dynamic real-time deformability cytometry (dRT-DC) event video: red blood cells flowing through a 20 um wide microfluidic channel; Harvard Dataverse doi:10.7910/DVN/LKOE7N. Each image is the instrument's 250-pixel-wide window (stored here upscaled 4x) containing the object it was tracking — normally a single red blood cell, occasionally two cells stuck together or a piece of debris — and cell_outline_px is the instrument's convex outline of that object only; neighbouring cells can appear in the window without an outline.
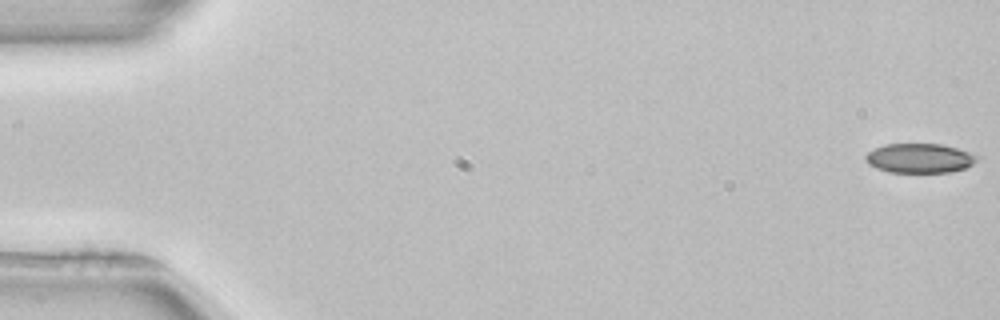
{"species": "common noctule bat (a hibernating species)", "species_latin": "Nyctalus noctula", "temperature_condition": "room temperature", "stored_images_in_passage": 53, "camera_frame_rate_fps": 3000, "um_per_image_px": 0.085, "animal": {"sex": "female", "body_mass_g": 22.7, "forearm_length_mm": 54.2}, "frame": {"image": 1, "passage_image": 1, "time_ms": 0.0, "image_size_px": [1000, 320], "cell_outline_px": [[980, 160], [964, 168], [948, 172], [892, 172], [876, 168], [868, 164], [864, 156], [868, 152], [884, 144], [940, 144], [956, 148], [980, 156]], "centroid_in_image_um": [78.17, 13.44], "position_along_channel_um": 6.8, "area_um2": 19.02}}
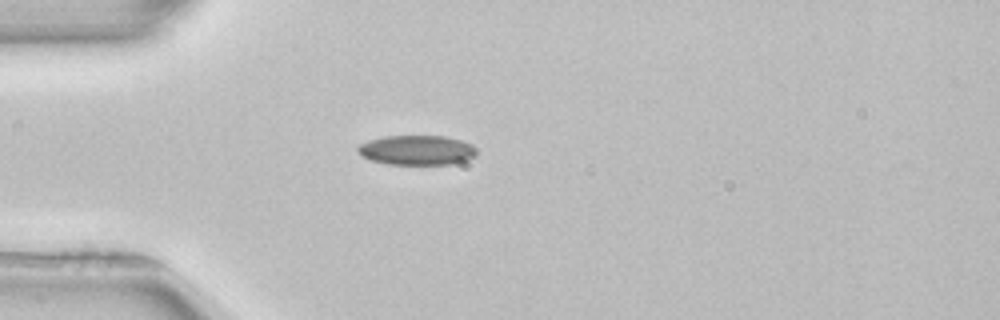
{"frame": {"image": 2, "passage_image": 15, "time_ms": 4.667, "image_size_px": [1000, 320], "cell_outline_px": [[476, 156], [468, 160], [448, 164], [388, 164], [368, 160], [360, 156], [356, 148], [360, 144], [368, 140], [384, 136], [444, 136], [460, 140], [472, 144], [476, 148]], "centroid_in_image_um": [35.4, 12.76], "position_along_channel_um": 49.6, "area_um2": 20.75}}
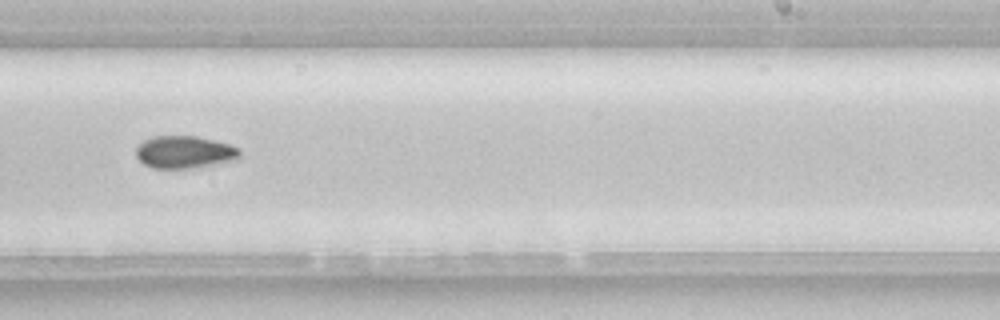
{"frame": {"image": 3, "passage_image": 33, "time_ms": 10.667, "image_size_px": [1000, 320], "cell_outline_px": [[240, 156], [236, 160], [192, 168], [152, 168], [144, 164], [136, 156], [136, 148], [144, 140], [152, 136], [196, 136], [228, 144], [240, 148]], "centroid_in_image_um": [15.68, 12.93], "position_along_channel_um": 273.3, "area_um2": 19.54}, "authors_computed_cell_mechanics": {"area_um2": 20.23, "velocity_mm_per_s": 3.947, "shape_relaxation_time_tau1_ms": 4.4723, "shape_relaxation_time_tau2_ms": null, "deformation_change_tau1": 0.0746, "deformation_change_tau2": null}}